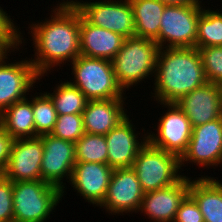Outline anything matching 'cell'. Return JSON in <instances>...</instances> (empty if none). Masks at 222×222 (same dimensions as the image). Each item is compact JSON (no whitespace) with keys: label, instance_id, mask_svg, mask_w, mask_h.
<instances>
[{"label":"cell","instance_id":"cell-1","mask_svg":"<svg viewBox=\"0 0 222 222\" xmlns=\"http://www.w3.org/2000/svg\"><path fill=\"white\" fill-rule=\"evenodd\" d=\"M54 7V8H53ZM44 21L30 22L28 34L33 41L34 55L30 62L40 75L49 77L56 67L72 63L80 53V11L74 5H53ZM62 64V65H61ZM52 69V71H51ZM46 74V75H45Z\"/></svg>","mask_w":222,"mask_h":222},{"label":"cell","instance_id":"cell-24","mask_svg":"<svg viewBox=\"0 0 222 222\" xmlns=\"http://www.w3.org/2000/svg\"><path fill=\"white\" fill-rule=\"evenodd\" d=\"M60 81L51 88L53 92H45L51 98L57 115L82 114L89 100L68 79Z\"/></svg>","mask_w":222,"mask_h":222},{"label":"cell","instance_id":"cell-38","mask_svg":"<svg viewBox=\"0 0 222 222\" xmlns=\"http://www.w3.org/2000/svg\"><path fill=\"white\" fill-rule=\"evenodd\" d=\"M5 222H18V221H16L15 219H13V220H10V221H5Z\"/></svg>","mask_w":222,"mask_h":222},{"label":"cell","instance_id":"cell-4","mask_svg":"<svg viewBox=\"0 0 222 222\" xmlns=\"http://www.w3.org/2000/svg\"><path fill=\"white\" fill-rule=\"evenodd\" d=\"M68 65H71V75H74L69 82L89 101L128 98L117 82L110 60L79 55Z\"/></svg>","mask_w":222,"mask_h":222},{"label":"cell","instance_id":"cell-13","mask_svg":"<svg viewBox=\"0 0 222 222\" xmlns=\"http://www.w3.org/2000/svg\"><path fill=\"white\" fill-rule=\"evenodd\" d=\"M143 196L137 174L132 168L114 169L106 197L99 207L109 215L122 216L125 213L130 216L139 212Z\"/></svg>","mask_w":222,"mask_h":222},{"label":"cell","instance_id":"cell-26","mask_svg":"<svg viewBox=\"0 0 222 222\" xmlns=\"http://www.w3.org/2000/svg\"><path fill=\"white\" fill-rule=\"evenodd\" d=\"M105 135L85 133L75 143L76 162L107 164L108 151Z\"/></svg>","mask_w":222,"mask_h":222},{"label":"cell","instance_id":"cell-16","mask_svg":"<svg viewBox=\"0 0 222 222\" xmlns=\"http://www.w3.org/2000/svg\"><path fill=\"white\" fill-rule=\"evenodd\" d=\"M184 175L175 184L144 193L140 215L151 222H174L180 204L189 195L190 177Z\"/></svg>","mask_w":222,"mask_h":222},{"label":"cell","instance_id":"cell-37","mask_svg":"<svg viewBox=\"0 0 222 222\" xmlns=\"http://www.w3.org/2000/svg\"><path fill=\"white\" fill-rule=\"evenodd\" d=\"M220 91H221V103H222V84H219Z\"/></svg>","mask_w":222,"mask_h":222},{"label":"cell","instance_id":"cell-2","mask_svg":"<svg viewBox=\"0 0 222 222\" xmlns=\"http://www.w3.org/2000/svg\"><path fill=\"white\" fill-rule=\"evenodd\" d=\"M152 79L156 103H176L208 82L196 47L160 48Z\"/></svg>","mask_w":222,"mask_h":222},{"label":"cell","instance_id":"cell-8","mask_svg":"<svg viewBox=\"0 0 222 222\" xmlns=\"http://www.w3.org/2000/svg\"><path fill=\"white\" fill-rule=\"evenodd\" d=\"M85 1L78 0L74 6L89 23L113 31L125 39L135 36L134 16L129 0Z\"/></svg>","mask_w":222,"mask_h":222},{"label":"cell","instance_id":"cell-32","mask_svg":"<svg viewBox=\"0 0 222 222\" xmlns=\"http://www.w3.org/2000/svg\"><path fill=\"white\" fill-rule=\"evenodd\" d=\"M20 25L0 6V39H20Z\"/></svg>","mask_w":222,"mask_h":222},{"label":"cell","instance_id":"cell-12","mask_svg":"<svg viewBox=\"0 0 222 222\" xmlns=\"http://www.w3.org/2000/svg\"><path fill=\"white\" fill-rule=\"evenodd\" d=\"M8 56L6 54L0 60V114L12 104L28 97L26 95L36 87L35 83L40 82V75L30 62V57L12 62Z\"/></svg>","mask_w":222,"mask_h":222},{"label":"cell","instance_id":"cell-5","mask_svg":"<svg viewBox=\"0 0 222 222\" xmlns=\"http://www.w3.org/2000/svg\"><path fill=\"white\" fill-rule=\"evenodd\" d=\"M62 198L60 188L42 180L13 182L14 219L47 222Z\"/></svg>","mask_w":222,"mask_h":222},{"label":"cell","instance_id":"cell-28","mask_svg":"<svg viewBox=\"0 0 222 222\" xmlns=\"http://www.w3.org/2000/svg\"><path fill=\"white\" fill-rule=\"evenodd\" d=\"M51 134L76 143L85 134L82 114L58 115Z\"/></svg>","mask_w":222,"mask_h":222},{"label":"cell","instance_id":"cell-25","mask_svg":"<svg viewBox=\"0 0 222 222\" xmlns=\"http://www.w3.org/2000/svg\"><path fill=\"white\" fill-rule=\"evenodd\" d=\"M203 5L198 19L196 47L222 46V11Z\"/></svg>","mask_w":222,"mask_h":222},{"label":"cell","instance_id":"cell-20","mask_svg":"<svg viewBox=\"0 0 222 222\" xmlns=\"http://www.w3.org/2000/svg\"><path fill=\"white\" fill-rule=\"evenodd\" d=\"M81 55L112 61L124 42V37L89 23L80 13Z\"/></svg>","mask_w":222,"mask_h":222},{"label":"cell","instance_id":"cell-11","mask_svg":"<svg viewBox=\"0 0 222 222\" xmlns=\"http://www.w3.org/2000/svg\"><path fill=\"white\" fill-rule=\"evenodd\" d=\"M42 143L44 150L41 180L60 188L64 197L67 194L65 191L67 186L63 181L68 180L67 183H69L76 163L75 143L57 138L52 134L42 135Z\"/></svg>","mask_w":222,"mask_h":222},{"label":"cell","instance_id":"cell-9","mask_svg":"<svg viewBox=\"0 0 222 222\" xmlns=\"http://www.w3.org/2000/svg\"><path fill=\"white\" fill-rule=\"evenodd\" d=\"M166 108L162 112L155 132H147L148 142L156 148L176 154L179 158L187 150L193 127L185 113L176 103H158ZM157 126V128H156Z\"/></svg>","mask_w":222,"mask_h":222},{"label":"cell","instance_id":"cell-19","mask_svg":"<svg viewBox=\"0 0 222 222\" xmlns=\"http://www.w3.org/2000/svg\"><path fill=\"white\" fill-rule=\"evenodd\" d=\"M126 98L88 101L83 113L85 133L106 135L128 115Z\"/></svg>","mask_w":222,"mask_h":222},{"label":"cell","instance_id":"cell-35","mask_svg":"<svg viewBox=\"0 0 222 222\" xmlns=\"http://www.w3.org/2000/svg\"><path fill=\"white\" fill-rule=\"evenodd\" d=\"M166 5H187V4H203V0H161Z\"/></svg>","mask_w":222,"mask_h":222},{"label":"cell","instance_id":"cell-6","mask_svg":"<svg viewBox=\"0 0 222 222\" xmlns=\"http://www.w3.org/2000/svg\"><path fill=\"white\" fill-rule=\"evenodd\" d=\"M132 169L136 172L144 193L175 184L183 176L180 158L153 147L148 141L139 150Z\"/></svg>","mask_w":222,"mask_h":222},{"label":"cell","instance_id":"cell-34","mask_svg":"<svg viewBox=\"0 0 222 222\" xmlns=\"http://www.w3.org/2000/svg\"><path fill=\"white\" fill-rule=\"evenodd\" d=\"M23 34L25 35V33L20 31V39H0V60L8 53L11 54L15 51L20 52L19 49H24L23 46H25V43L28 42H26V38L24 39Z\"/></svg>","mask_w":222,"mask_h":222},{"label":"cell","instance_id":"cell-3","mask_svg":"<svg viewBox=\"0 0 222 222\" xmlns=\"http://www.w3.org/2000/svg\"><path fill=\"white\" fill-rule=\"evenodd\" d=\"M159 49L153 40L137 36L124 39L111 62L117 82L125 92L154 77Z\"/></svg>","mask_w":222,"mask_h":222},{"label":"cell","instance_id":"cell-18","mask_svg":"<svg viewBox=\"0 0 222 222\" xmlns=\"http://www.w3.org/2000/svg\"><path fill=\"white\" fill-rule=\"evenodd\" d=\"M192 127L222 117L221 91L218 84L207 82L176 102Z\"/></svg>","mask_w":222,"mask_h":222},{"label":"cell","instance_id":"cell-33","mask_svg":"<svg viewBox=\"0 0 222 222\" xmlns=\"http://www.w3.org/2000/svg\"><path fill=\"white\" fill-rule=\"evenodd\" d=\"M14 140L0 123V174L7 166Z\"/></svg>","mask_w":222,"mask_h":222},{"label":"cell","instance_id":"cell-31","mask_svg":"<svg viewBox=\"0 0 222 222\" xmlns=\"http://www.w3.org/2000/svg\"><path fill=\"white\" fill-rule=\"evenodd\" d=\"M174 222H204L198 204L190 195L180 204Z\"/></svg>","mask_w":222,"mask_h":222},{"label":"cell","instance_id":"cell-7","mask_svg":"<svg viewBox=\"0 0 222 222\" xmlns=\"http://www.w3.org/2000/svg\"><path fill=\"white\" fill-rule=\"evenodd\" d=\"M206 4L166 5L161 17L160 48L196 47L198 19Z\"/></svg>","mask_w":222,"mask_h":222},{"label":"cell","instance_id":"cell-29","mask_svg":"<svg viewBox=\"0 0 222 222\" xmlns=\"http://www.w3.org/2000/svg\"><path fill=\"white\" fill-rule=\"evenodd\" d=\"M208 82L222 84V46L196 47Z\"/></svg>","mask_w":222,"mask_h":222},{"label":"cell","instance_id":"cell-36","mask_svg":"<svg viewBox=\"0 0 222 222\" xmlns=\"http://www.w3.org/2000/svg\"><path fill=\"white\" fill-rule=\"evenodd\" d=\"M76 2L77 0H61V2L58 0V3L56 5H74L76 4Z\"/></svg>","mask_w":222,"mask_h":222},{"label":"cell","instance_id":"cell-17","mask_svg":"<svg viewBox=\"0 0 222 222\" xmlns=\"http://www.w3.org/2000/svg\"><path fill=\"white\" fill-rule=\"evenodd\" d=\"M113 171L108 164L76 162L69 183L78 196L99 207L106 197Z\"/></svg>","mask_w":222,"mask_h":222},{"label":"cell","instance_id":"cell-23","mask_svg":"<svg viewBox=\"0 0 222 222\" xmlns=\"http://www.w3.org/2000/svg\"><path fill=\"white\" fill-rule=\"evenodd\" d=\"M133 10L135 36L155 41L166 4L161 0H129Z\"/></svg>","mask_w":222,"mask_h":222},{"label":"cell","instance_id":"cell-27","mask_svg":"<svg viewBox=\"0 0 222 222\" xmlns=\"http://www.w3.org/2000/svg\"><path fill=\"white\" fill-rule=\"evenodd\" d=\"M38 94V95H37ZM32 109L36 137L51 134L57 121V111L51 98L43 91L32 95Z\"/></svg>","mask_w":222,"mask_h":222},{"label":"cell","instance_id":"cell-21","mask_svg":"<svg viewBox=\"0 0 222 222\" xmlns=\"http://www.w3.org/2000/svg\"><path fill=\"white\" fill-rule=\"evenodd\" d=\"M190 177L189 195L195 200L204 222H222V182L211 175Z\"/></svg>","mask_w":222,"mask_h":222},{"label":"cell","instance_id":"cell-30","mask_svg":"<svg viewBox=\"0 0 222 222\" xmlns=\"http://www.w3.org/2000/svg\"><path fill=\"white\" fill-rule=\"evenodd\" d=\"M13 219V182L0 174V222Z\"/></svg>","mask_w":222,"mask_h":222},{"label":"cell","instance_id":"cell-14","mask_svg":"<svg viewBox=\"0 0 222 222\" xmlns=\"http://www.w3.org/2000/svg\"><path fill=\"white\" fill-rule=\"evenodd\" d=\"M132 120L128 115L105 135L108 149L107 164L112 169L132 168L139 150L148 141L147 132L150 130L146 131L145 127H142L144 135L136 132L137 127Z\"/></svg>","mask_w":222,"mask_h":222},{"label":"cell","instance_id":"cell-15","mask_svg":"<svg viewBox=\"0 0 222 222\" xmlns=\"http://www.w3.org/2000/svg\"><path fill=\"white\" fill-rule=\"evenodd\" d=\"M43 150L42 135L15 139L1 174L12 182L41 180Z\"/></svg>","mask_w":222,"mask_h":222},{"label":"cell","instance_id":"cell-22","mask_svg":"<svg viewBox=\"0 0 222 222\" xmlns=\"http://www.w3.org/2000/svg\"><path fill=\"white\" fill-rule=\"evenodd\" d=\"M30 95L29 98L26 97L12 104L0 114V123L14 139L36 137L32 93Z\"/></svg>","mask_w":222,"mask_h":222},{"label":"cell","instance_id":"cell-10","mask_svg":"<svg viewBox=\"0 0 222 222\" xmlns=\"http://www.w3.org/2000/svg\"><path fill=\"white\" fill-rule=\"evenodd\" d=\"M188 163L203 170L222 166V117L193 127L187 150L180 157L181 172Z\"/></svg>","mask_w":222,"mask_h":222}]
</instances>
